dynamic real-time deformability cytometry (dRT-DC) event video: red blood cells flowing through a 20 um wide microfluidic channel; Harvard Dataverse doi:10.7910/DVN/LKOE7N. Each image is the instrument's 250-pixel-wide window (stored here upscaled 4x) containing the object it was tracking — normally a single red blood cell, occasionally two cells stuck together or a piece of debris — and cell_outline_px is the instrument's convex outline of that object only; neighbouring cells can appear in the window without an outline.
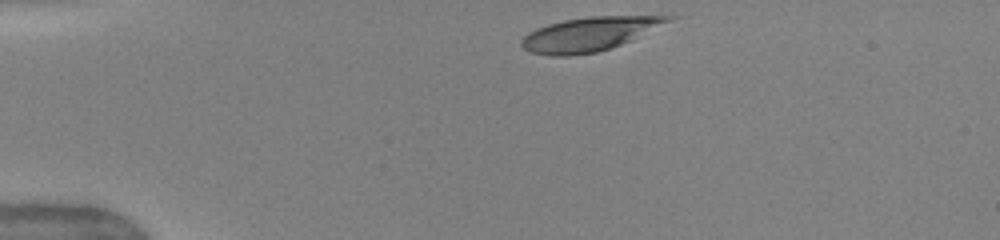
{"species": "human", "species_latin": "Homo sapiens", "temperature_condition": "warm", "stored_images_in_passage": 41, "camera_frame_rate_fps": 3000, "um_per_image_px": 0.085, "donor": {"sex": "female"}, "frame": {"image": 1, "passage_image": 1, "time_ms": 0.0, "image_size_px": [1000, 240], "cell_outline_px": [[676, 16], [672, 20], [620, 44], [596, 52], [568, 56], [552, 56], [532, 52], [524, 48], [520, 44], [520, 40], [528, 32], [536, 28], [548, 24], [564, 20], [588, 16]], "centroid_in_image_um": [50.0, 2.89], "position_along_channel_um": 35.0, "area_um2": 28.38}}
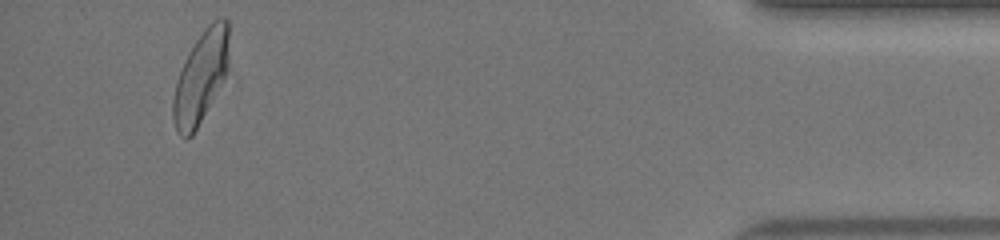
{"frame": {"image": 2, "passage_image": 38, "time_ms": 12.333, "image_size_px": [1000, 240], "cell_outline_px": [[228, 76], [192, 136], [180, 136], [176, 128], [172, 116], [172, 100], [176, 80], [188, 52], [204, 28], [212, 20], [220, 16], [224, 16], [228, 20]], "centroid_in_image_um": [17.09, 6.53], "position_along_channel_um": 418.1, "area_um2": 30.35}}